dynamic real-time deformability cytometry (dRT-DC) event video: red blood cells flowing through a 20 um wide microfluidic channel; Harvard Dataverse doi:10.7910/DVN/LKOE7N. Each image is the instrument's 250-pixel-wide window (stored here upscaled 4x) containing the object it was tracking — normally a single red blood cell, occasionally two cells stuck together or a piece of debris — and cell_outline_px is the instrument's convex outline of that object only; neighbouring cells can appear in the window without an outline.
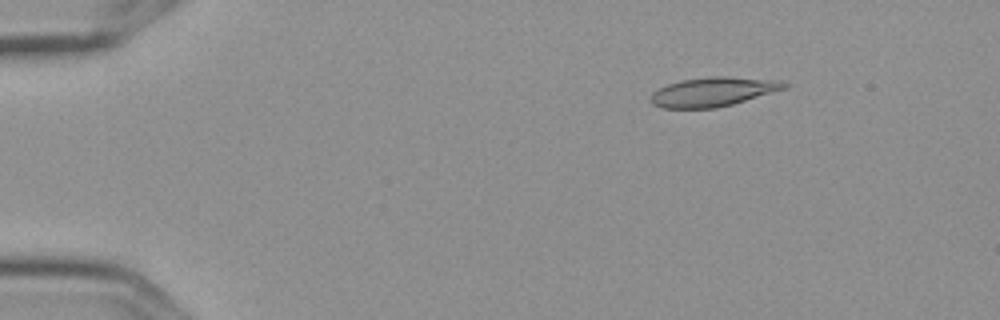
{"species": "Egyptian fruit bat (a non-hibernating species)", "species_latin": "Rousettus aegyptiacus", "temperature_condition": "cold", "stored_images_in_passage": 4, "camera_frame_rate_fps": 3000, "um_per_image_px": 0.085, "frame": {"image": 1, "passage_image": 2, "time_ms": 0.333, "image_size_px": [1000, 320], "cell_outline_px": [[788, 88], [732, 104], [716, 108], [660, 108], [652, 104], [648, 100], [648, 96], [652, 92], [668, 84], [680, 80], [708, 76], [728, 76], [784, 80], [788, 84]], "centroid_in_image_um": [60.61, 7.79], "position_along_channel_um": 24.4, "area_um2": 23.18}}